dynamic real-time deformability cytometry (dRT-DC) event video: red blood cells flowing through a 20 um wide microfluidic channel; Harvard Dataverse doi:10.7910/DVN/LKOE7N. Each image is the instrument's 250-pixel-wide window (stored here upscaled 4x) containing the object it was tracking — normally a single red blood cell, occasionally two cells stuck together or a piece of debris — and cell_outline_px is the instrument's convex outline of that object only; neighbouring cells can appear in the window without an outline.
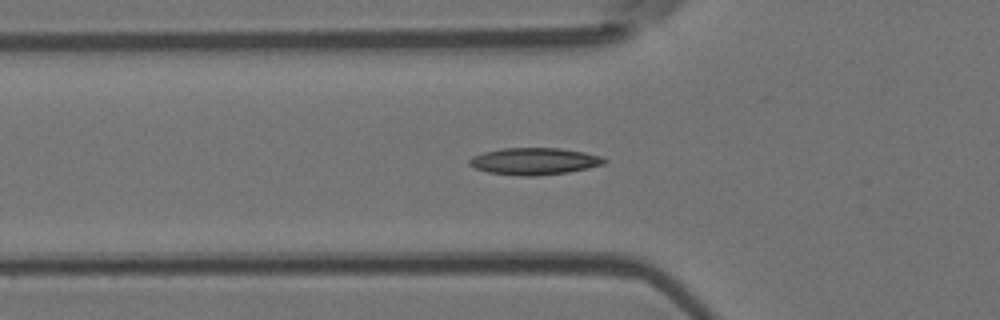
{"species": "Egyptian fruit bat (a non-hibernating species)", "species_latin": "Rousettus aegyptiacus", "temperature_condition": "room temperature", "stored_images_in_passage": 53, "camera_frame_rate_fps": 3000, "um_per_image_px": 0.085, "animal": {"sex": "female"}, "frame": {"image": 1, "passage_image": 17, "time_ms": 5.333, "image_size_px": [1000, 320], "cell_outline_px": [[608, 160], [604, 164], [588, 168], [568, 172], [536, 176], [520, 176], [488, 172], [476, 168], [468, 164], [468, 160], [472, 156], [484, 152], [504, 148], [560, 148], [584, 152], [604, 156]], "centroid_in_image_um": [45.45, 13.7], "position_along_channel_um": 80.4, "area_um2": 21.27}}
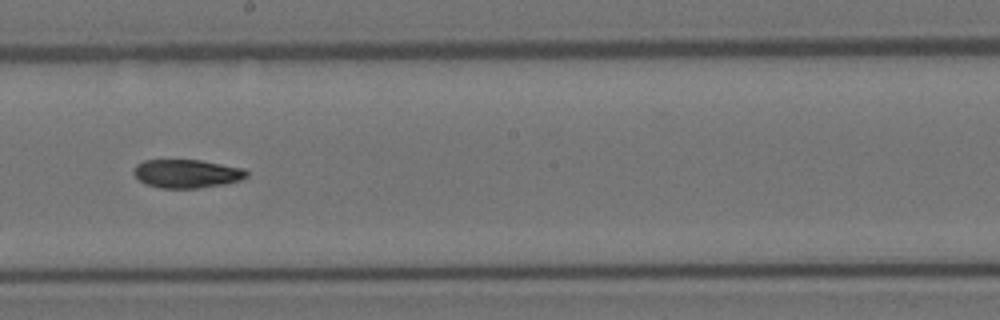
{"frame": {"image": 2, "passage_image": 29, "time_ms": 9.333, "image_size_px": [1000, 320], "cell_outline_px": [[248, 176], [240, 180], [224, 184], [196, 188], [160, 188], [144, 184], [132, 172], [136, 164], [144, 160], [200, 160], [244, 168], [248, 172]], "centroid_in_image_um": [15.87, 14.76], "position_along_channel_um": 232.3, "area_um2": 18.79}}
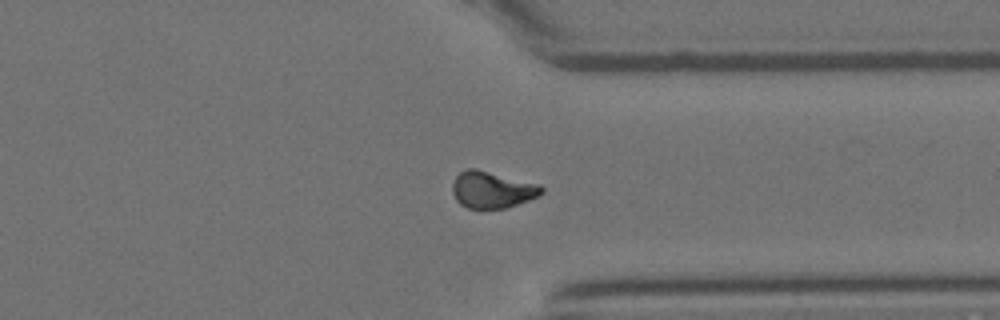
{"frame": {"image": 3, "passage_image": 40, "time_ms": 13.0, "image_size_px": [1000, 320], "cell_outline_px": [[544, 192], [528, 200], [504, 208], [468, 208], [460, 204], [456, 200], [452, 192], [452, 184], [456, 176], [464, 168], [476, 168], [540, 184], [544, 188]], "centroid_in_image_um": [41.81, 16.1], "position_along_channel_um": 369.6, "area_um2": 19.07}, "authors_computed_cell_mechanics": {"area_um2": 19.0162, "velocity_mm_per_s": 3.7777, "shape_relaxation_time_tau1_ms": 10.2834, "shape_relaxation_time_tau2_ms": null, "deformation_change_tau1": 0.2111, "deformation_change_tau2": null}}